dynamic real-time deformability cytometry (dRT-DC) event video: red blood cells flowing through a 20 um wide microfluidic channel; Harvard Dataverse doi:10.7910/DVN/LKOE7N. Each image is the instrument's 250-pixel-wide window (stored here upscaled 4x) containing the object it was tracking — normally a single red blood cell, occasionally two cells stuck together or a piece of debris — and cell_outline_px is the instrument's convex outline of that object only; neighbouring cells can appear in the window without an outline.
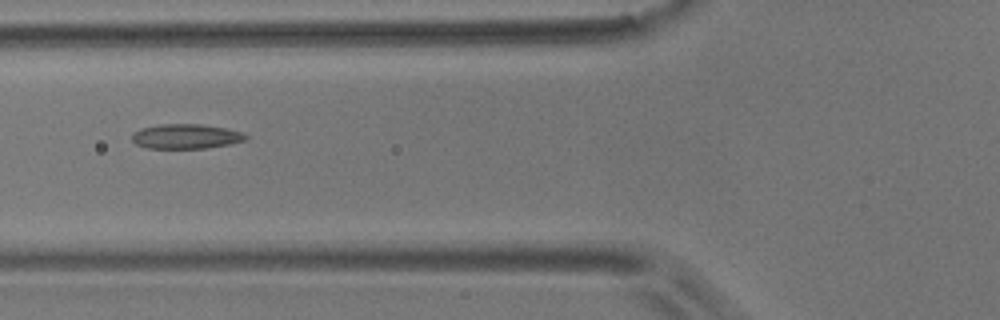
{"species": "common noctule bat (a hibernating species)", "species_latin": "Nyctalus noctula", "temperature_condition": "room temperature", "stored_images_in_passage": 6, "camera_frame_rate_fps": 3000, "um_per_image_px": 0.085, "animal": {"sex": "male", "body_mass_g": 17.9}, "frame": {"image": 1, "passage_image": 6, "time_ms": 8.667, "image_size_px": [1000, 320], "cell_outline_px": [[248, 140], [228, 144], [204, 148], [148, 148], [136, 144], [132, 140], [132, 132], [140, 128], [160, 124], [200, 124], [224, 128], [244, 132], [248, 136]], "centroid_in_image_um": [15.8, 11.58], "position_along_channel_um": 110.0, "area_um2": 16.42}}